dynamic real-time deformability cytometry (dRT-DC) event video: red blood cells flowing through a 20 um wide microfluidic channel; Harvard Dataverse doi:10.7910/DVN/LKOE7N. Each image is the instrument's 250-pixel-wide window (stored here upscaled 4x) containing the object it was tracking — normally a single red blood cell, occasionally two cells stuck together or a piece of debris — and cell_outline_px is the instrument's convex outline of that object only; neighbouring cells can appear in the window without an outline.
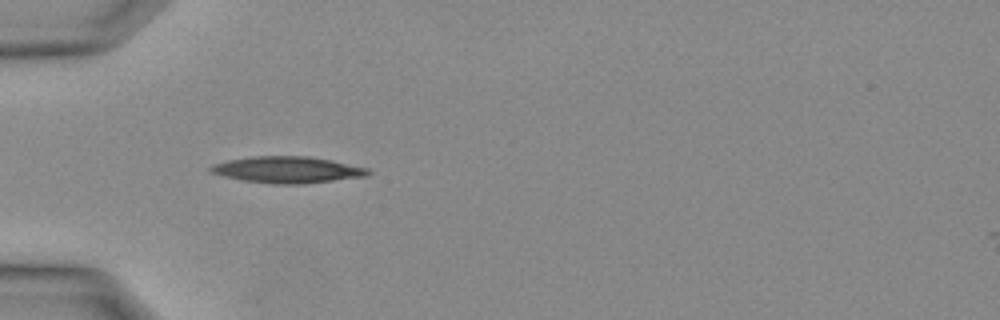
{"species": "Egyptian fruit bat (a non-hibernating species)", "species_latin": "Rousettus aegyptiacus", "temperature_condition": "warm", "stored_images_in_passage": 12, "camera_frame_rate_fps": 3000, "um_per_image_px": 0.085, "animal": {"sex": "female"}, "frame": {"image": 1, "passage_image": 6, "time_ms": 1.667, "image_size_px": [1000, 320], "cell_outline_px": [[372, 172], [368, 176], [300, 184], [272, 184], [244, 180], [224, 176], [208, 172], [208, 168], [212, 164], [228, 160], [248, 156], [308, 156], [332, 160], [368, 168]], "centroid_in_image_um": [24.41, 14.42], "position_along_channel_um": 60.6, "area_um2": 24.39}}
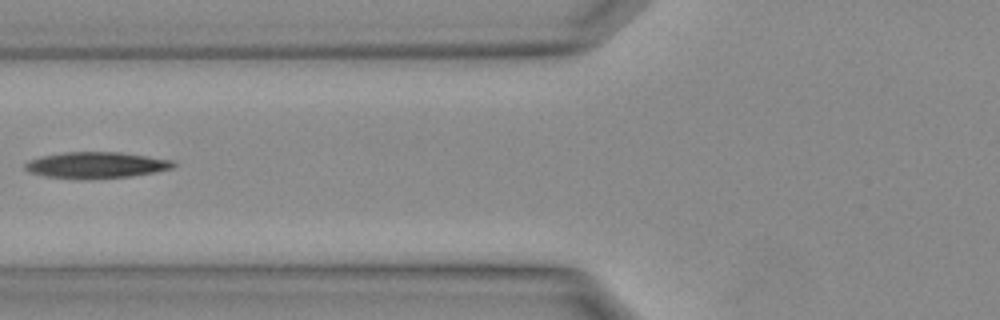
{"frame": {"image": 2, "passage_image": 9, "time_ms": 2.667, "image_size_px": [1000, 320], "cell_outline_px": [[180, 164], [172, 168], [156, 172], [132, 176], [88, 180], [44, 176], [28, 172], [24, 168], [24, 164], [28, 160], [44, 156], [64, 152], [120, 152], [172, 160]], "centroid_in_image_um": [8.19, 14.05], "position_along_channel_um": 117.6, "area_um2": 22.95}}